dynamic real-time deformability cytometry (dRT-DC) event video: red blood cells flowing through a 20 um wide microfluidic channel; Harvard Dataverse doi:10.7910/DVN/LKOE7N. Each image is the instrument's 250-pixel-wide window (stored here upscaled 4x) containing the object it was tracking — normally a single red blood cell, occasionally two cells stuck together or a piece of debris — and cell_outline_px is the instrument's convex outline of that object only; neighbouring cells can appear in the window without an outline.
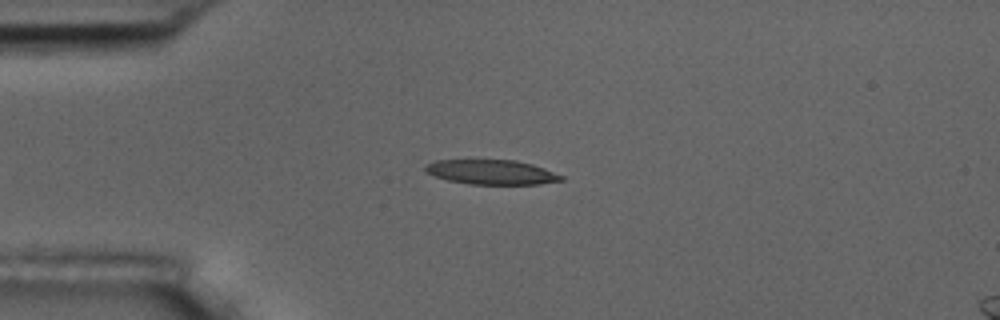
{"species": "common noctule bat (a hibernating species)", "species_latin": "Nyctalus noctula", "temperature_condition": "room temperature", "stored_images_in_passage": 12, "camera_frame_rate_fps": 3000, "um_per_image_px": 0.085, "animal": {"sex": "male", "body_mass_g": 17.5, "forearm_length_mm": 52.3}, "frame": {"image": 1, "passage_image": 6, "time_ms": 6.333, "image_size_px": [1000, 320], "cell_outline_px": [[564, 180], [540, 184], [468, 184], [448, 180], [424, 172], [424, 164], [436, 160], [516, 160], [532, 164], [544, 168], [564, 176]], "centroid_in_image_um": [41.76, 14.63], "position_along_channel_um": 43.2, "area_um2": 19.59}}
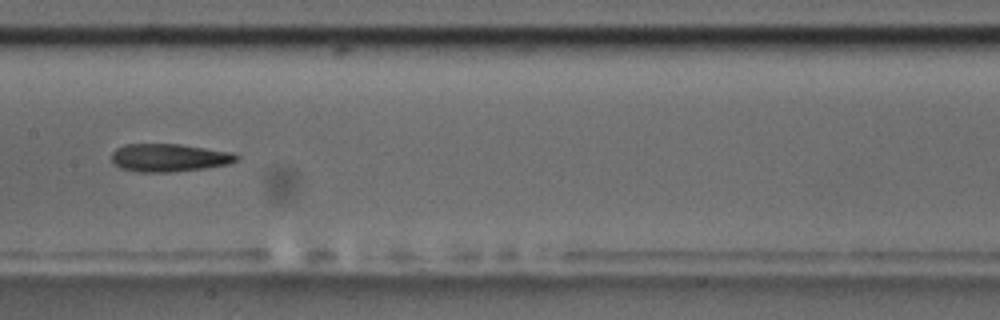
{"frame": {"image": 2, "passage_image": 10, "time_ms": 11.0, "image_size_px": [1000, 320], "cell_outline_px": [[240, 156], [236, 160], [228, 164], [204, 168], [168, 172], [136, 172], [120, 168], [112, 160], [112, 152], [116, 148], [124, 144], [180, 144], [232, 152]], "centroid_in_image_um": [14.35, 13.4], "position_along_channel_um": 193.0, "area_um2": 20.29}}
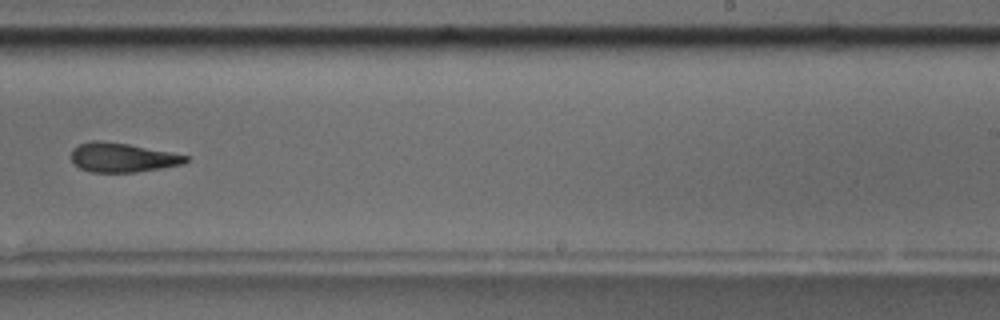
{"frame": {"image": 3, "passage_image": 12, "time_ms": 13.333, "image_size_px": [1000, 320], "cell_outline_px": [[188, 160], [184, 164], [136, 172], [92, 172], [80, 168], [72, 160], [72, 148], [80, 144], [92, 140], [100, 140], [128, 144], [172, 152], [188, 156]], "centroid_in_image_um": [10.41, 13.38], "position_along_channel_um": 278.6, "area_um2": 19.42}}